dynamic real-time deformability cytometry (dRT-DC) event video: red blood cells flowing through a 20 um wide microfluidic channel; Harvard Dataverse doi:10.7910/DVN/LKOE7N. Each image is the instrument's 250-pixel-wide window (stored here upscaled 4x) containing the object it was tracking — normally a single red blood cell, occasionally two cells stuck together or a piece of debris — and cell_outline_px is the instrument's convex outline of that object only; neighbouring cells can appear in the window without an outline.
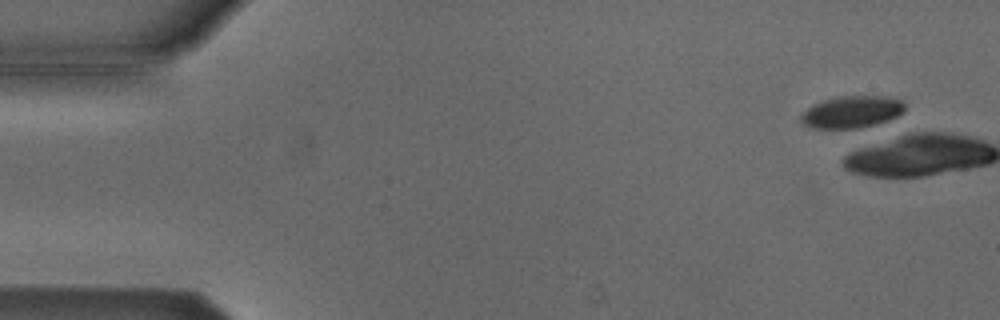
{"species": "Egyptian fruit bat (a non-hibernating species)", "species_latin": "Rousettus aegyptiacus", "temperature_condition": "cold", "stored_images_in_passage": 5, "camera_frame_rate_fps": 3000, "um_per_image_px": 0.085, "animal": {"sex": "male"}, "frame": {"image": 1, "passage_image": 4, "time_ms": 1.0, "image_size_px": [1000, 320], "cell_outline_px": [[904, 112], [888, 120], [860, 128], [812, 128], [804, 124], [800, 120], [800, 116], [812, 104], [824, 100], [840, 96], [880, 96], [900, 100], [904, 104]], "centroid_in_image_um": [72.37, 9.51], "position_along_channel_um": 12.6, "area_um2": 19.13}}